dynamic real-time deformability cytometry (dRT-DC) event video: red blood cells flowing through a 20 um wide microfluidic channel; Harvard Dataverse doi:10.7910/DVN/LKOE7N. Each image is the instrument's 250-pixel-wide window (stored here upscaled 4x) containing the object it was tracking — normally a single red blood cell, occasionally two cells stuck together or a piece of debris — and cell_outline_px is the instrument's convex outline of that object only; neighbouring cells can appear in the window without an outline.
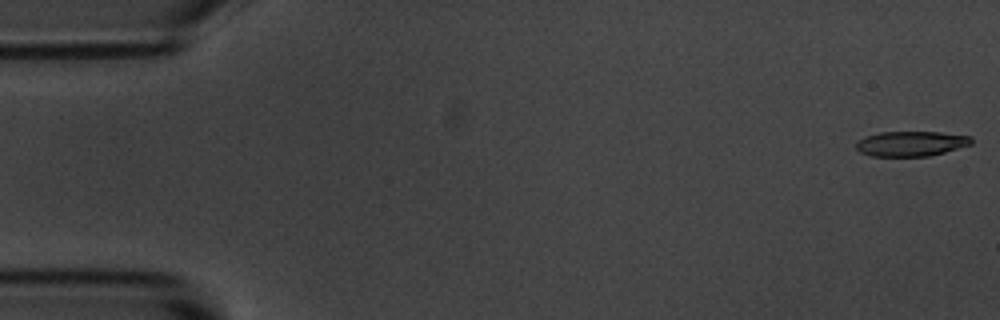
{"species": "common noctule bat (a hibernating species)", "species_latin": "Nyctalus noctula", "temperature_condition": "room temperature", "stored_images_in_passage": 55, "camera_frame_rate_fps": 3000, "um_per_image_px": 0.085, "animal": {"sex": "male", "body_mass_g": 20.1, "forearm_length_mm": 53.5}, "frame": {"image": 1, "passage_image": 1, "time_ms": 0.0, "image_size_px": [1000, 320], "cell_outline_px": [[972, 144], [944, 152], [928, 156], [872, 156], [860, 152], [856, 148], [856, 144], [864, 136], [880, 132], [940, 132], [972, 136]], "centroid_in_image_um": [77.44, 12.2], "position_along_channel_um": 7.6, "area_um2": 16.76}}
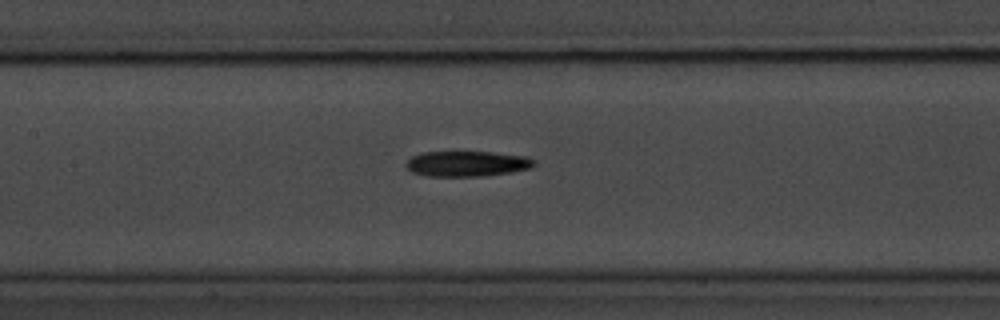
{"frame": {"image": 2, "passage_image": 25, "time_ms": 8.0, "image_size_px": [1000, 320], "cell_outline_px": [[536, 164], [528, 168], [512, 172], [480, 176], [428, 176], [412, 172], [404, 164], [412, 156], [420, 152], [452, 148], [492, 152], [524, 156], [536, 160]], "centroid_in_image_um": [39.62, 13.85], "position_along_channel_um": 167.8, "area_um2": 19.94}}
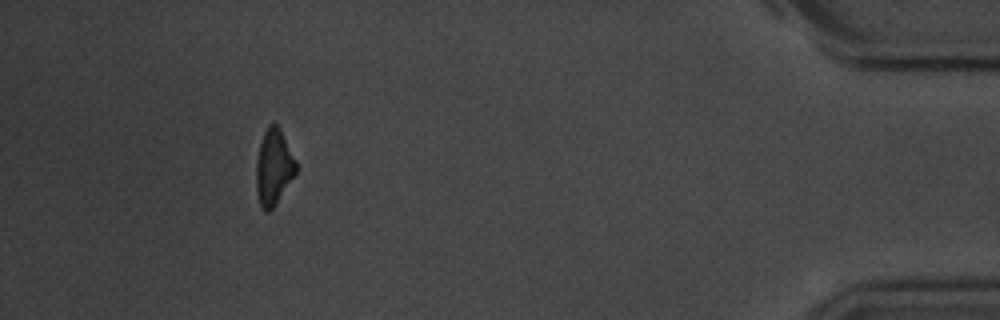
{"frame": {"image": 3, "passage_image": 50, "time_ms": 16.333, "image_size_px": [1000, 320], "cell_outline_px": [[296, 172], [276, 204], [268, 212], [264, 212], [260, 204], [256, 192], [256, 164], [260, 144], [264, 132], [268, 124], [276, 124], [280, 128], [296, 160]], "centroid_in_image_um": [23.25, 14.21], "position_along_channel_um": 411.9, "area_um2": 17.46}, "authors_computed_cell_mechanics": {"area_um2": 18.496, "velocity_mm_per_s": 3.6646, "shape_relaxation_time_tau1_ms": 3.4308, "shape_relaxation_time_tau2_ms": null, "deformation_change_tau1": 0.1145, "deformation_change_tau2": null}}